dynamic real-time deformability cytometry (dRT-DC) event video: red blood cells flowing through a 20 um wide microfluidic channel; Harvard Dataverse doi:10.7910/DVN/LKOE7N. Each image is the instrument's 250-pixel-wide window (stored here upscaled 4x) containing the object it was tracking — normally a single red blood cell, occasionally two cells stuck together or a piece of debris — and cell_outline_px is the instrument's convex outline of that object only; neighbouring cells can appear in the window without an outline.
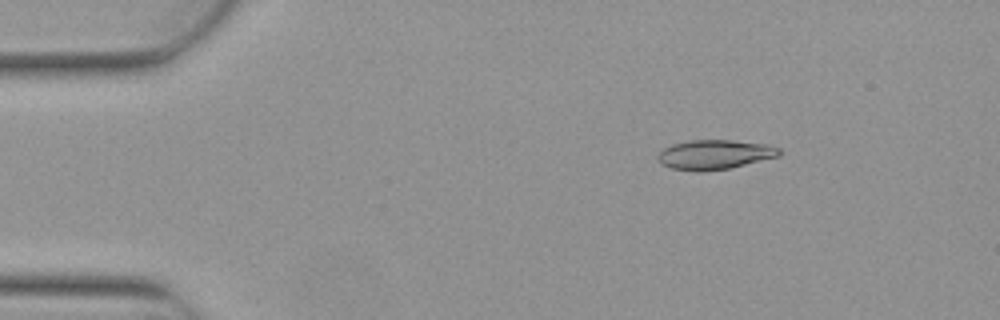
{"species": "Egyptian fruit bat (a non-hibernating species)", "species_latin": "Rousettus aegyptiacus", "temperature_condition": "warm", "stored_images_in_passage": 5, "camera_frame_rate_fps": 3000, "um_per_image_px": 0.085, "animal": {"sex": "female"}, "frame": {"image": 1, "passage_image": 3, "time_ms": 0.667, "image_size_px": [1000, 320], "cell_outline_px": [[780, 156], [728, 168], [704, 172], [700, 172], [672, 168], [656, 160], [656, 156], [664, 148], [672, 144], [688, 140], [732, 140], [768, 144], [780, 148]], "centroid_in_image_um": [60.74, 13.13], "position_along_channel_um": 24.3, "area_um2": 20.92}}